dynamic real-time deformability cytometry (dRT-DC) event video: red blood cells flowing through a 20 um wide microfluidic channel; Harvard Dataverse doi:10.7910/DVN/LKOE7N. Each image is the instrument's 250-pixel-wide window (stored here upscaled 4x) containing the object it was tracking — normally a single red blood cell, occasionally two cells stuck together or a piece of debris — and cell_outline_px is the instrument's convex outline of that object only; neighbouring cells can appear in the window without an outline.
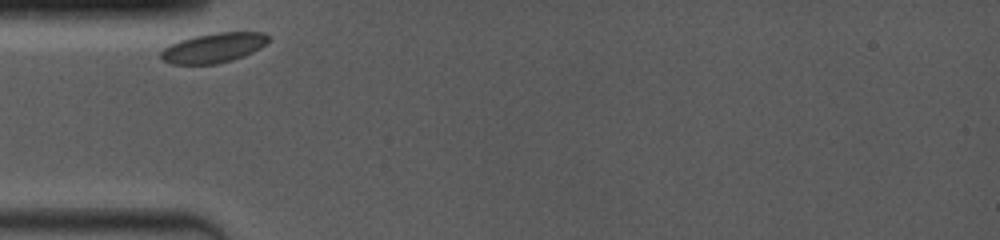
{"species": "common noctule bat (a hibernating species)", "species_latin": "Nyctalus noctula", "temperature_condition": "room temperature", "stored_images_in_passage": 40, "camera_frame_rate_fps": 4000, "um_per_image_px": 0.085, "animal": {"sex": "female", "body_mass_g": 19.0, "forearm_length_mm": 53.3}, "frame": {"image": 1, "passage_image": 1, "time_ms": 0.0, "image_size_px": [1000, 240], "cell_outline_px": [[268, 40], [260, 48], [244, 56], [232, 60], [216, 64], [172, 64], [164, 60], [160, 56], [160, 52], [164, 48], [180, 40], [196, 36], [216, 32], [264, 32], [268, 36]], "centroid_in_image_um": [18.15, 4.07], "position_along_channel_um": 66.8, "area_um2": 18.44}}
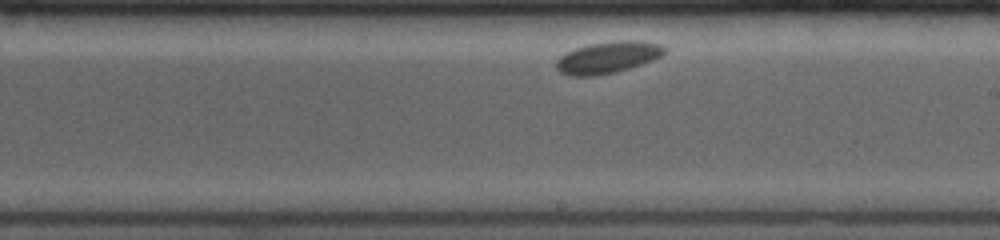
{"frame": {"image": 2, "passage_image": 24, "time_ms": 5.0, "image_size_px": [1000, 240], "cell_outline_px": [[668, 48], [660, 56], [652, 60], [616, 72], [592, 76], [568, 76], [560, 72], [556, 68], [556, 60], [564, 52], [588, 44], [616, 40], [640, 40], [660, 44]], "centroid_in_image_um": [51.63, 4.87], "position_along_channel_um": 237.4, "area_um2": 20.11}}
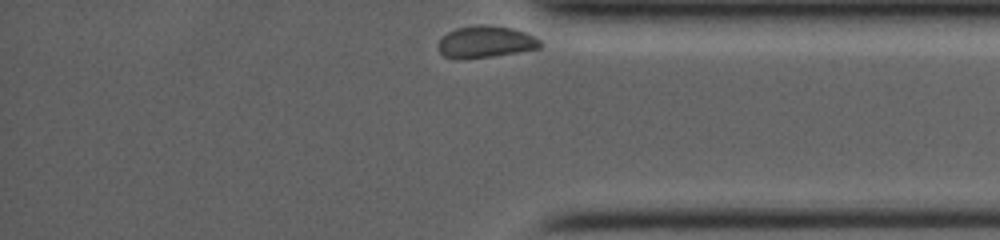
{"frame": {"image": 3, "passage_image": 40, "time_ms": 9.5, "image_size_px": [1000, 240], "cell_outline_px": [[540, 48], [492, 56], [460, 60], [456, 60], [444, 56], [440, 52], [436, 44], [448, 32], [456, 28], [476, 24], [484, 24], [512, 28], [524, 32], [540, 40]], "centroid_in_image_um": [41.21, 3.56], "position_along_channel_um": 394.0, "area_um2": 18.96}}